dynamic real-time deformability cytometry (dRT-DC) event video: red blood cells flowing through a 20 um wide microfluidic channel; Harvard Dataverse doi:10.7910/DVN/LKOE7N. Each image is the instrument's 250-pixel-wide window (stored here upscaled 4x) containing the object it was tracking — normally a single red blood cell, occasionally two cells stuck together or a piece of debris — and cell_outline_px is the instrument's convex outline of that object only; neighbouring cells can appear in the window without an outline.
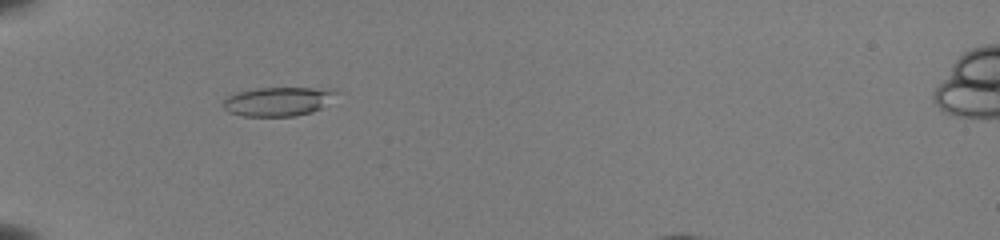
{"species": "common noctule bat (a hibernating species)", "species_latin": "Nyctalus noctula", "temperature_condition": "room temperature", "stored_images_in_passage": 40, "camera_frame_rate_fps": 3000, "um_per_image_px": 0.085, "animal": {"sex": "female", "body_mass_g": 22.0, "forearm_length_mm": 56.7}, "frame": {"image": 1, "passage_image": 5, "time_ms": 1.333, "image_size_px": [1000, 240], "cell_outline_px": [[336, 92], [320, 108], [312, 112], [296, 116], [244, 116], [228, 112], [224, 108], [224, 100], [228, 96], [240, 92], [256, 88], [332, 88]], "centroid_in_image_um": [23.6, 8.63], "position_along_channel_um": 61.4, "area_um2": 18.73}}
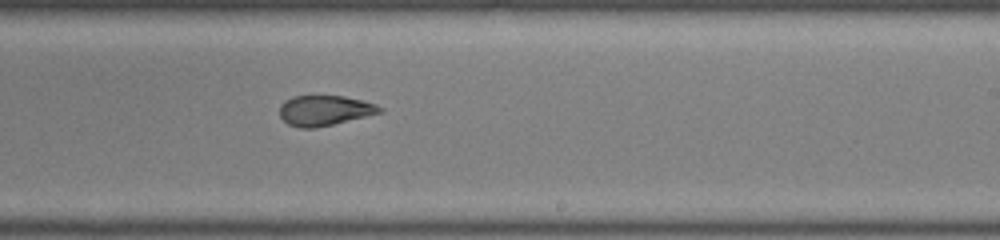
{"frame": {"image": 2, "passage_image": 21, "time_ms": 6.667, "image_size_px": [1000, 240], "cell_outline_px": [[384, 112], [316, 128], [300, 128], [288, 124], [280, 116], [280, 104], [284, 100], [292, 96], [344, 96], [376, 104], [384, 108]], "centroid_in_image_um": [27.59, 9.39], "position_along_channel_um": 261.4, "area_um2": 17.69}}
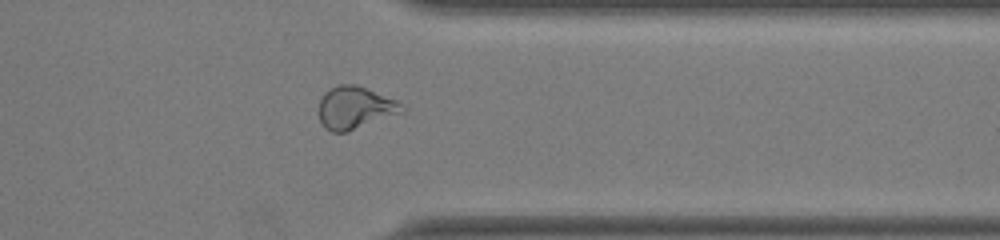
{"frame": {"image": 3, "passage_image": 30, "time_ms": 9.667, "image_size_px": [1000, 240], "cell_outline_px": [[408, 108], [404, 112], [348, 132], [332, 132], [324, 128], [316, 112], [320, 100], [324, 92], [340, 84], [356, 84], [396, 100]], "centroid_in_image_um": [30.16, 9.17], "position_along_channel_um": 381.2, "area_um2": 20.92}}